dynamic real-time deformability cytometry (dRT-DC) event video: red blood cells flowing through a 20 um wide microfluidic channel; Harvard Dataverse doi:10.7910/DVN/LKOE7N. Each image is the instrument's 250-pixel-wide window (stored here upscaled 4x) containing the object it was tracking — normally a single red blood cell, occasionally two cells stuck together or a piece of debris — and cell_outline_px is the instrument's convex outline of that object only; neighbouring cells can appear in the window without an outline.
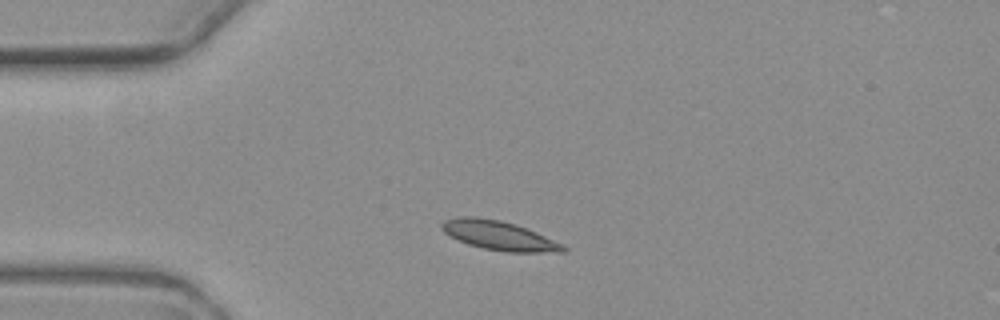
{"species": "common noctule bat (a hibernating species)", "species_latin": "Nyctalus noctula", "temperature_condition": "warm", "stored_images_in_passage": 8, "camera_frame_rate_fps": 3000, "um_per_image_px": 0.085, "animal": {"sex": "female", "body_mass_g": 19.3, "forearm_length_mm": 54.1}, "frame": {"image": 1, "passage_image": 2, "time_ms": 1.333, "image_size_px": [1000, 320], "cell_outline_px": [[568, 252], [508, 252], [484, 248], [468, 244], [444, 232], [440, 228], [440, 224], [444, 220], [456, 216], [476, 216], [500, 220], [516, 224], [536, 232], [568, 248]], "centroid_in_image_um": [42.38, 20.0], "position_along_channel_um": 42.6, "area_um2": 20.52}}
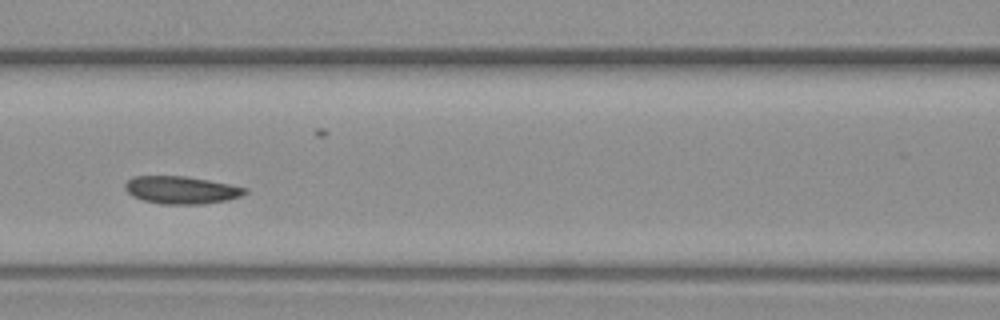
{"frame": {"image": 2, "passage_image": 5, "time_ms": 5.0, "image_size_px": [1000, 320], "cell_outline_px": [[248, 192], [240, 196], [228, 200], [204, 204], [160, 204], [144, 200], [132, 196], [124, 188], [124, 184], [132, 176], [188, 176], [248, 188]], "centroid_in_image_um": [15.41, 16.15], "position_along_channel_um": 151.2, "area_um2": 19.36}}
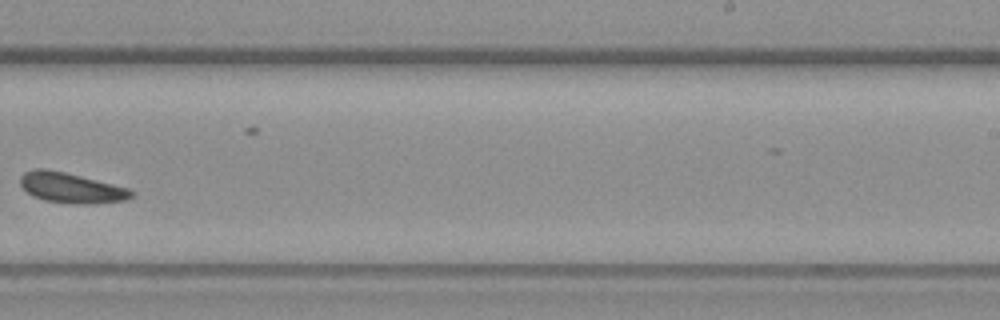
{"frame": {"image": 3, "passage_image": 8, "time_ms": 8.667, "image_size_px": [1000, 320], "cell_outline_px": [[136, 196], [128, 200], [92, 204], [72, 204], [44, 200], [32, 196], [20, 184], [20, 176], [24, 172], [36, 168], [48, 168], [132, 188], [136, 192]], "centroid_in_image_um": [6.13, 15.97], "position_along_channel_um": 282.9, "area_um2": 20.11}}